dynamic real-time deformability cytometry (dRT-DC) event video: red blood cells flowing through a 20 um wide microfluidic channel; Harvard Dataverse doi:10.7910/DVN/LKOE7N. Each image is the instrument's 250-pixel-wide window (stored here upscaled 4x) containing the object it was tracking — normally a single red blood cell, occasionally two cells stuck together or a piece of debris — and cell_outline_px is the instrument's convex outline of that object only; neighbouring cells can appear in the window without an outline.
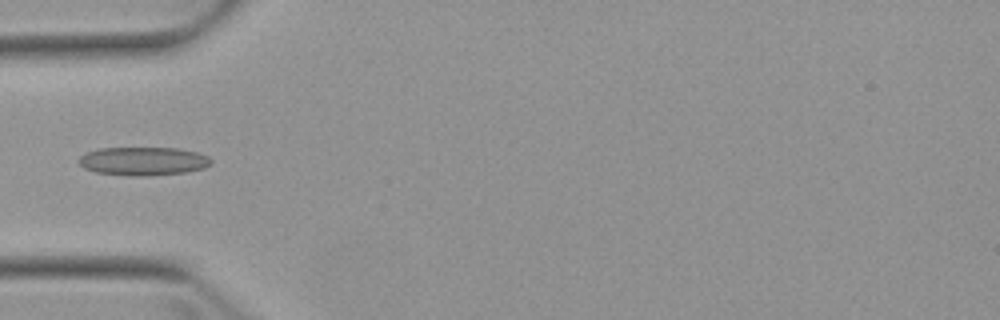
{"species": "Egyptian fruit bat (a non-hibernating species)", "species_latin": "Rousettus aegyptiacus", "temperature_condition": "warm", "stored_images_in_passage": 2, "camera_frame_rate_fps": 3000, "um_per_image_px": 0.085, "animal": {"sex": "female"}, "frame": {"image": 1, "passage_image": 1, "time_ms": 0.0, "image_size_px": [1000, 320], "cell_outline_px": [[212, 160], [204, 168], [184, 172], [144, 176], [132, 176], [96, 172], [84, 168], [76, 160], [84, 152], [100, 148], [180, 148], [196, 152], [208, 156]], "centroid_in_image_um": [12.12, 13.69], "position_along_channel_um": 72.9, "area_um2": 21.91}}
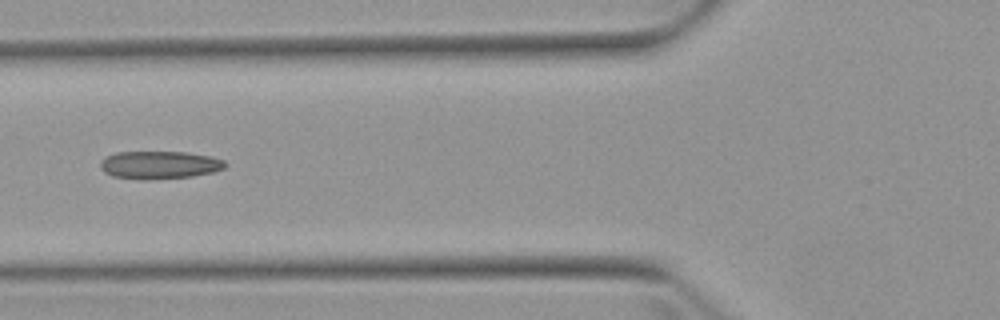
{"frame": {"image": 2, "passage_image": 2, "time_ms": 1.0, "image_size_px": [1000, 320], "cell_outline_px": [[228, 164], [224, 168], [212, 172], [192, 176], [148, 180], [144, 180], [112, 176], [104, 172], [100, 168], [100, 160], [116, 152], [184, 152], [212, 156], [224, 160]], "centroid_in_image_um": [13.55, 14.02], "position_along_channel_um": 112.2, "area_um2": 20.35}}